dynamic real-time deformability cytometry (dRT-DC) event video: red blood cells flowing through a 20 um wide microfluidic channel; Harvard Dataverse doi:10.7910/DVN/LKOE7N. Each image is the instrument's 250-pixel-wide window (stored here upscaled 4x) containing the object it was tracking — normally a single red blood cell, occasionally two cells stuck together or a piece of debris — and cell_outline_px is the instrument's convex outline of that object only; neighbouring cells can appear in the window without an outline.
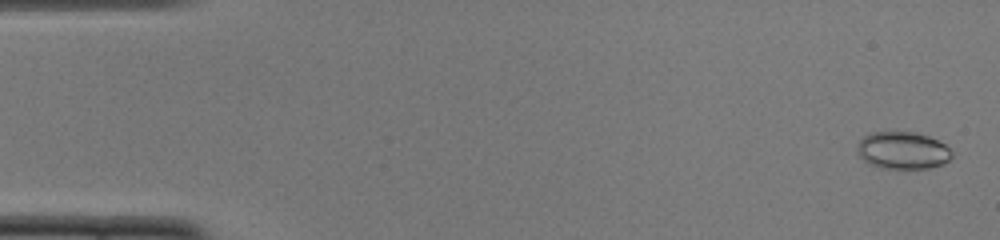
{"species": "common noctule bat (a hibernating species)", "species_latin": "Nyctalus noctula", "temperature_condition": "cold", "stored_images_in_passage": 52, "camera_frame_rate_fps": 3000, "um_per_image_px": 0.085, "animal": {"sex": "female", "body_mass_g": 22.0, "forearm_length_mm": 56.7}, "frame": {"image": 1, "passage_image": 2, "time_ms": 0.333, "image_size_px": [1000, 240], "cell_outline_px": [[952, 156], [948, 160], [940, 164], [928, 168], [880, 168], [864, 160], [860, 156], [856, 148], [860, 140], [864, 136], [872, 132], [916, 132], [928, 136], [944, 144], [952, 152]], "centroid_in_image_um": [76.71, 12.78], "position_along_channel_um": 8.3, "area_um2": 20.29}}
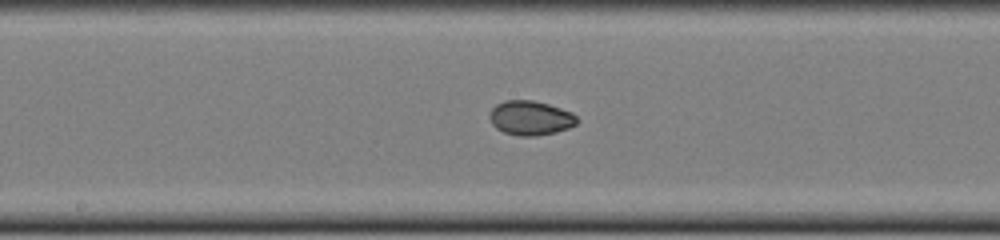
{"frame": {"image": 2, "passage_image": 27, "time_ms": 8.667, "image_size_px": [1000, 240], "cell_outline_px": [[580, 120], [576, 124], [568, 128], [556, 132], [536, 136], [516, 136], [504, 132], [496, 128], [492, 124], [488, 116], [488, 112], [496, 104], [504, 100], [532, 100], [548, 104], [572, 112]], "centroid_in_image_um": [45.07, 10.03], "position_along_channel_um": 203.1, "area_um2": 17.74}}
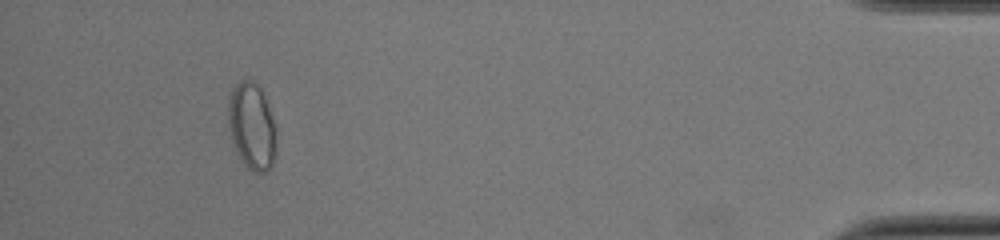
{"frame": {"image": 3, "passage_image": 48, "time_ms": 15.667, "image_size_px": [1000, 240], "cell_outline_px": [[276, 156], [272, 164], [264, 172], [252, 172], [244, 164], [232, 140], [228, 124], [228, 100], [232, 88], [240, 80], [252, 80], [260, 88], [264, 96], [276, 128]], "centroid_in_image_um": [21.41, 10.73], "position_along_channel_um": 413.8, "area_um2": 24.22}, "authors_computed_cell_mechanics": {"area_um2": 18.9584, "velocity_mm_per_s": 3.918, "shape_relaxation_time_tau1_ms": 3.4956, "shape_relaxation_time_tau2_ms": 1.2945, "deformation_change_tau1": 0.103, "deformation_change_tau2": 0.0344}}